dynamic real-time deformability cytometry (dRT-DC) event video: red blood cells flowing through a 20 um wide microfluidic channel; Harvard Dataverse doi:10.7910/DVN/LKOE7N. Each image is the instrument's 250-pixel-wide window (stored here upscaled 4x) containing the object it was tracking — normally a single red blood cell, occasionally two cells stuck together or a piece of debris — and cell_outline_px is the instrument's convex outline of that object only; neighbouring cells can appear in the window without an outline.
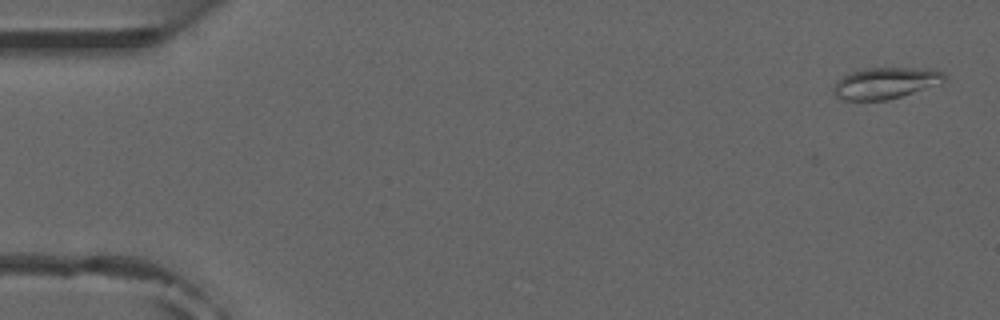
{"species": "common noctule bat (a hibernating species)", "species_latin": "Nyctalus noctula", "temperature_condition": "room temperature", "stored_images_in_passage": 2, "camera_frame_rate_fps": 3000, "um_per_image_px": 0.085, "animal": {"sex": "male", "forearm_length_mm": 52.5}, "frame": {"image": 1, "passage_image": 2, "time_ms": 0.333, "image_size_px": [1000, 320], "cell_outline_px": [[948, 80], [944, 84], [888, 100], [840, 100], [832, 92], [832, 88], [836, 80], [840, 76], [864, 68], [928, 68], [944, 72], [948, 76]], "centroid_in_image_um": [75.32, 7.06], "position_along_channel_um": 9.7, "area_um2": 20.98}}